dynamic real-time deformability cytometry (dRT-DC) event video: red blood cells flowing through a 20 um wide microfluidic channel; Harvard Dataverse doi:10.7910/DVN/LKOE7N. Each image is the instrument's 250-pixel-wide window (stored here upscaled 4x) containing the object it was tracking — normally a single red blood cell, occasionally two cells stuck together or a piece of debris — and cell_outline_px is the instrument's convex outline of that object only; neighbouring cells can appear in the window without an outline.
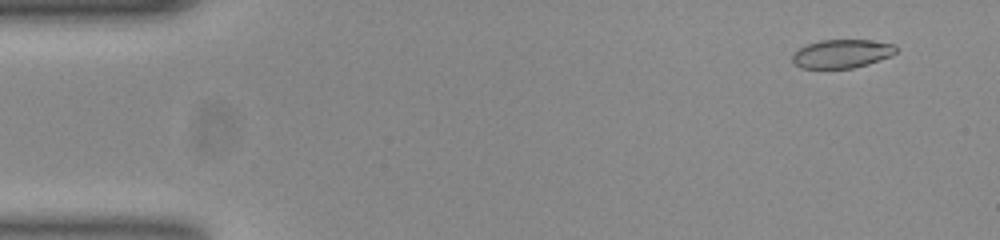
{"species": "common noctule bat (a hibernating species)", "species_latin": "Nyctalus noctula", "temperature_condition": "room temperature", "stored_images_in_passage": 53, "camera_frame_rate_fps": 3000, "um_per_image_px": 0.085, "animal": {"sex": "female", "body_mass_g": 23.0, "forearm_length_mm": 53.4}, "frame": {"image": 1, "passage_image": 4, "time_ms": 1.0, "image_size_px": [1000, 240], "cell_outline_px": [[896, 52], [892, 56], [868, 64], [852, 68], [800, 68], [792, 60], [792, 52], [808, 44], [820, 40], [872, 40], [892, 44], [896, 48]], "centroid_in_image_um": [71.55, 4.56], "position_along_channel_um": 13.5, "area_um2": 17.22}}
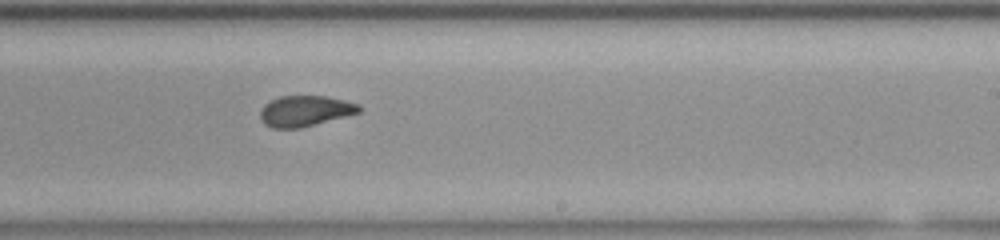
{"frame": {"image": 2, "passage_image": 32, "time_ms": 10.333, "image_size_px": [1000, 240], "cell_outline_px": [[360, 112], [300, 128], [272, 128], [264, 124], [260, 116], [260, 108], [264, 104], [280, 96], [328, 96], [360, 104]], "centroid_in_image_um": [25.91, 9.42], "position_along_channel_um": 263.1, "area_um2": 17.63}}
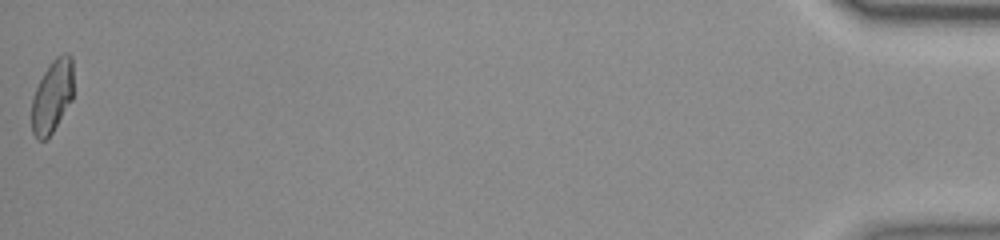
{"frame": {"image": 3, "passage_image": 53, "time_ms": 17.333, "image_size_px": [1000, 240], "cell_outline_px": [[72, 100], [52, 132], [44, 140], [36, 140], [32, 132], [32, 96], [44, 72], [52, 60], [56, 56], [64, 52], [68, 52], [72, 56]], "centroid_in_image_um": [4.43, 8.16], "position_along_channel_um": 430.8, "area_um2": 17.69}, "authors_computed_cell_mechanics": {"area_um2": 18.1492, "velocity_mm_per_s": 3.8647, "shape_relaxation_time_tau1_ms": null, "shape_relaxation_time_tau2_ms": 1.1592, "deformation_change_tau1": null, "deformation_change_tau2": 0.0508}}